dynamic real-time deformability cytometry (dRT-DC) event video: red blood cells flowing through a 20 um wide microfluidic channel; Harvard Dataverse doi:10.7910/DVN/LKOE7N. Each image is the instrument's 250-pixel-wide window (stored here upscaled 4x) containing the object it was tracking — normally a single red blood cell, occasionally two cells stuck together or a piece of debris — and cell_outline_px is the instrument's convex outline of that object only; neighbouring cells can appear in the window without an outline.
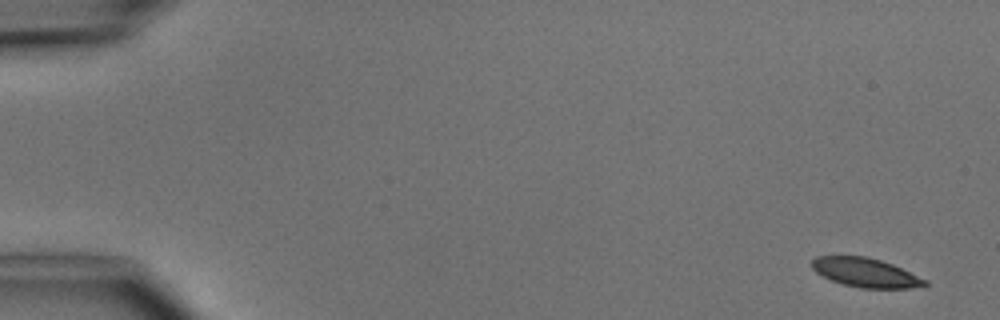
{"species": "common noctule bat (a hibernating species)", "species_latin": "Nyctalus noctula", "temperature_condition": "cold", "stored_images_in_passage": 6, "camera_frame_rate_fps": 3000, "um_per_image_px": 0.085, "animal": {"sex": "male", "body_mass_g": 15.6}, "frame": {"image": 1, "passage_image": 1, "time_ms": 0.0, "image_size_px": [1000, 320], "cell_outline_px": [[928, 284], [908, 288], [860, 288], [844, 284], [832, 280], [816, 272], [812, 268], [812, 260], [816, 256], [864, 256], [880, 260], [892, 264], [928, 280]], "centroid_in_image_um": [73.57, 23.16], "position_along_channel_um": 11.4, "area_um2": 18.9}}
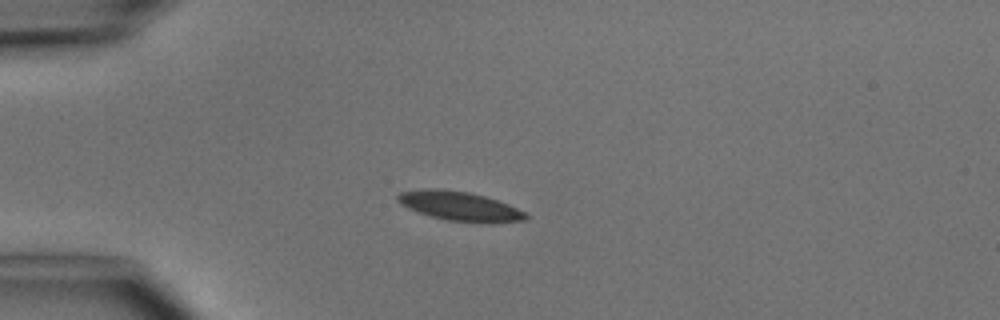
{"frame": {"image": 2, "passage_image": 4, "time_ms": 3.667, "image_size_px": [1000, 320], "cell_outline_px": [[528, 216], [524, 220], [488, 224], [480, 224], [448, 220], [416, 212], [400, 204], [396, 200], [396, 196], [400, 192], [424, 188], [436, 188], [468, 192], [484, 196], [508, 204], [524, 212]], "centroid_in_image_um": [39.04, 17.53], "position_along_channel_um": 46.0, "area_um2": 22.02}}